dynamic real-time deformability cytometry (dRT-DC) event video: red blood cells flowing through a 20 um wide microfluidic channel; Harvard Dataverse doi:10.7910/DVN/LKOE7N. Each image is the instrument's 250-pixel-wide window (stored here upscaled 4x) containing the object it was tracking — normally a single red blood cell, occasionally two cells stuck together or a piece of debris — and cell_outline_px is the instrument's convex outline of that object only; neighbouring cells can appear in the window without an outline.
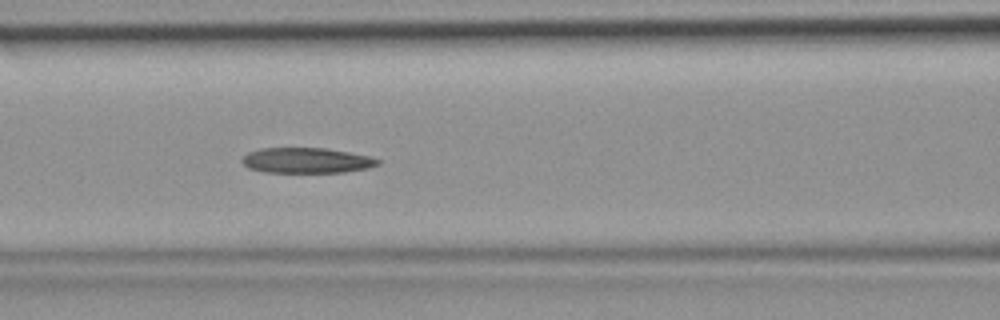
{"species": "common noctule bat (a hibernating species)", "species_latin": "Nyctalus noctula", "temperature_condition": "room temperature", "stored_images_in_passage": 45, "camera_frame_rate_fps": 3000, "um_per_image_px": 0.085, "animal": {"sex": "female", "body_mass_g": 19.9}, "frame": {"image": 1, "passage_image": 19, "time_ms": 6.0, "image_size_px": [1000, 320], "cell_outline_px": [[380, 164], [368, 168], [344, 172], [264, 172], [248, 168], [240, 160], [248, 152], [260, 148], [324, 148], [348, 152], [368, 156], [380, 160]], "centroid_in_image_um": [26.03, 13.64], "position_along_channel_um": 140.6, "area_um2": 20.0}}
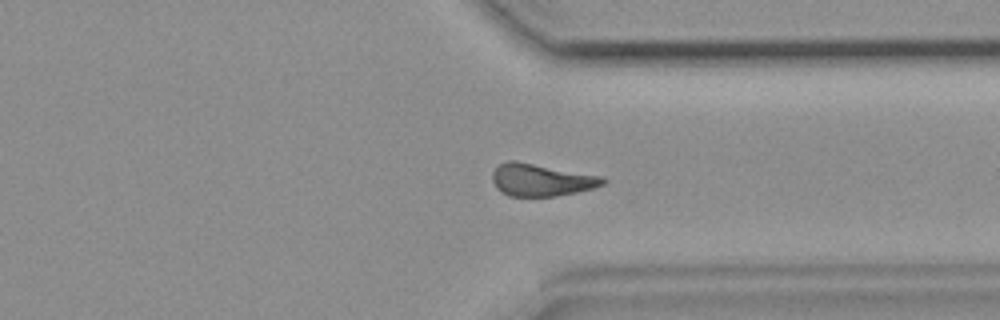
{"frame": {"image": 2, "passage_image": 34, "time_ms": 11.0, "image_size_px": [1000, 320], "cell_outline_px": [[608, 180], [604, 184], [592, 188], [576, 192], [556, 196], [508, 196], [500, 192], [496, 188], [492, 180], [492, 172], [500, 164], [508, 160], [516, 160], [604, 176]], "centroid_in_image_um": [46.01, 15.28], "position_along_channel_um": 365.4, "area_um2": 21.1}}
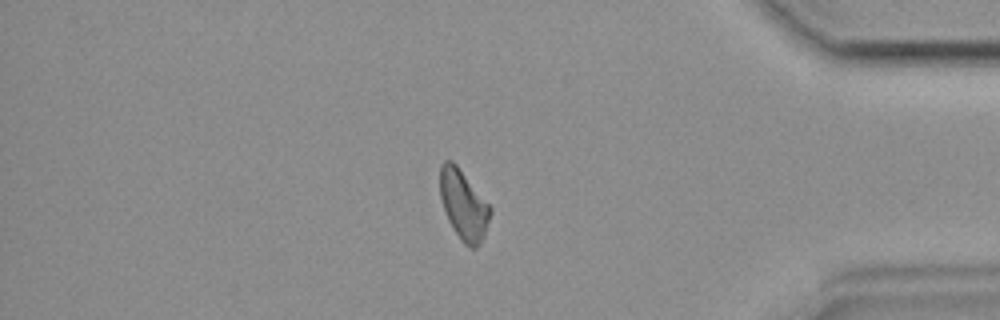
{"frame": {"image": 3, "passage_image": 38, "time_ms": 12.333, "image_size_px": [1000, 320], "cell_outline_px": [[492, 212], [484, 236], [480, 244], [476, 248], [472, 248], [464, 244], [460, 240], [448, 220], [440, 196], [440, 164], [444, 160], [452, 160], [456, 164], [492, 208]], "centroid_in_image_um": [39.4, 17.42], "position_along_channel_um": 395.8, "area_um2": 20.35}}